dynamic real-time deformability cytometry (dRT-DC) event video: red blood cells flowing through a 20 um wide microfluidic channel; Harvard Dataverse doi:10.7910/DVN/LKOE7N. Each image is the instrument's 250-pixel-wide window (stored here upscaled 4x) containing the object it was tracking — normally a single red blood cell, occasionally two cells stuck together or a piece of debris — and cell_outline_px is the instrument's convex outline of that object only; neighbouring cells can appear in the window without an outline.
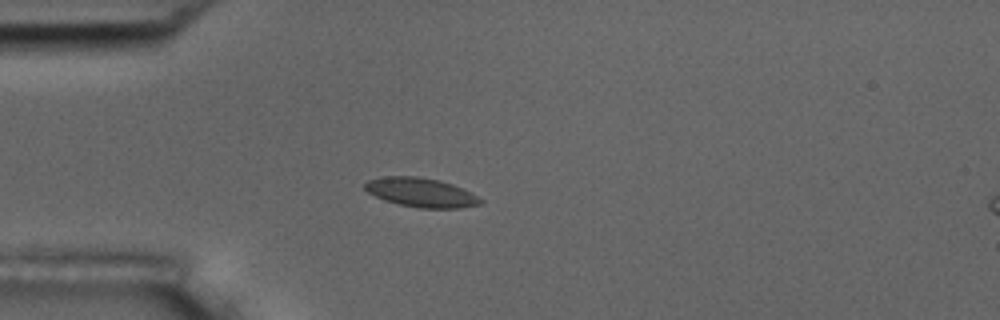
{"species": "common noctule bat (a hibernating species)", "species_latin": "Nyctalus noctula", "temperature_condition": "room temperature", "stored_images_in_passage": 5, "camera_frame_rate_fps": 3000, "um_per_image_px": 0.085, "animal": {"sex": "male", "body_mass_g": 17.5, "forearm_length_mm": 52.3}, "frame": {"image": 1, "passage_image": 4, "time_ms": 3.667, "image_size_px": [1000, 320], "cell_outline_px": [[484, 204], [460, 208], [420, 208], [400, 204], [384, 200], [368, 192], [364, 188], [364, 184], [368, 180], [384, 176], [416, 176], [440, 180], [452, 184], [484, 200]], "centroid_in_image_um": [35.79, 16.36], "position_along_channel_um": 49.2, "area_um2": 19.54}}